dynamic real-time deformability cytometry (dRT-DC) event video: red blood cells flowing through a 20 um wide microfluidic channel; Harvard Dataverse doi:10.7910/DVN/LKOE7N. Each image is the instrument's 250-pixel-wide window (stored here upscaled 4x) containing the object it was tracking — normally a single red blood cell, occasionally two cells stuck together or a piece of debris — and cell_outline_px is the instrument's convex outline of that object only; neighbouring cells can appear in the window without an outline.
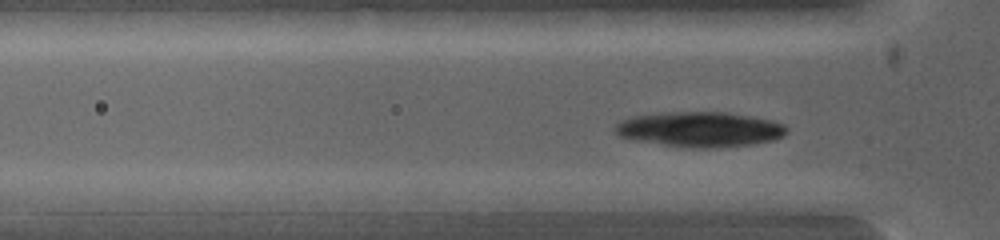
{"species": "common noctule bat (a hibernating species)", "species_latin": "Nyctalus noctula", "temperature_condition": "warm", "stored_images_in_passage": 4, "camera_frame_rate_fps": 5000, "um_per_image_px": 0.085, "animal": {"sex": "female", "body_mass_g": 19.0, "forearm_length_mm": 53.3}, "frame": {"image": 1, "passage_image": 3, "time_ms": 0.4, "image_size_px": [1000, 240], "cell_outline_px": [[656, 204], [648, 212], [500, 212], [492, 200], [508, 192], [636, 192], [656, 200]], "centroid_in_image_um": [48.79, 17.18], "position_along_channel_um": 77.0, "area_um2": 22.08}}